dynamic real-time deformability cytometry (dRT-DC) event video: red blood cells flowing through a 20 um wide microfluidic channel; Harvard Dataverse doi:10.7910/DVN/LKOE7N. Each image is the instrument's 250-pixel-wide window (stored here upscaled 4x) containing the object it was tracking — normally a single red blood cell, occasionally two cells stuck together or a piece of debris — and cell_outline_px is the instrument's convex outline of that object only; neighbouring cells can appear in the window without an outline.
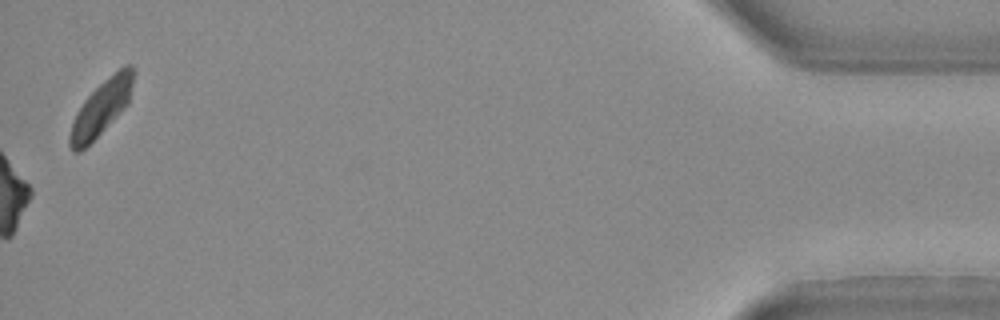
{"species": "Egyptian fruit bat (a non-hibernating species)", "species_latin": "Rousettus aegyptiacus", "temperature_condition": "warm", "stored_images_in_passage": 28, "camera_frame_rate_fps": 3000, "um_per_image_px": 0.085, "animal": {"sex": "female"}, "frame": {"image": 1, "passage_image": 28, "time_ms": 9.0, "image_size_px": [1000, 320], "cell_outline_px": [[136, 72], [128, 104], [80, 152], [72, 152], [68, 144], [68, 136], [76, 112], [84, 100], [108, 76], [124, 64], [132, 64]], "centroid_in_image_um": [8.62, 9.11], "position_along_channel_um": 426.6, "area_um2": 20.23}}